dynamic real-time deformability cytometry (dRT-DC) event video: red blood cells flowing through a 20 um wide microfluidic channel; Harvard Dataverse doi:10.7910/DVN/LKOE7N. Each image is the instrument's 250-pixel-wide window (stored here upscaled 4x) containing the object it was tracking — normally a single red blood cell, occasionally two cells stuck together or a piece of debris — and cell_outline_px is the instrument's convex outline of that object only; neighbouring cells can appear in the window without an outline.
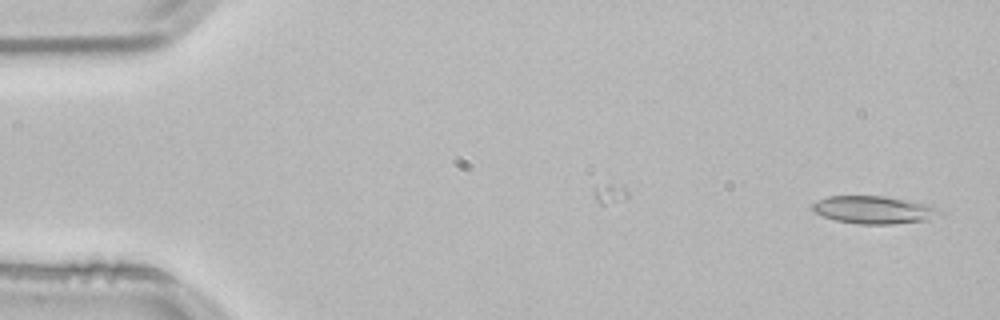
{"species": "common noctule bat (a hibernating species)", "species_latin": "Nyctalus noctula", "temperature_condition": "room temperature", "stored_images_in_passage": 19, "camera_frame_rate_fps": 3000, "um_per_image_px": 0.085, "animal": {"sex": "male", "body_mass_g": 21.5, "forearm_length_mm": 52.0}, "frame": {"image": 1, "passage_image": 1, "time_ms": 0.0, "image_size_px": [1000, 320], "cell_outline_px": [[944, 212], [928, 220], [892, 224], [856, 224], [836, 220], [824, 216], [816, 212], [812, 208], [812, 204], [828, 196], [884, 196], [924, 204], [940, 208]], "centroid_in_image_um": [74.3, 17.84], "position_along_channel_um": 10.7, "area_um2": 20.29}}
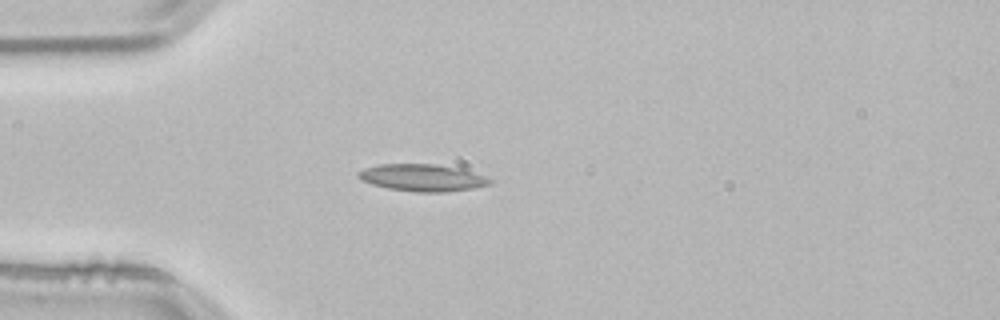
{"frame": {"image": 2, "passage_image": 13, "time_ms": 4.0, "image_size_px": [1000, 320], "cell_outline_px": [[492, 184], [472, 188], [444, 192], [416, 192], [388, 188], [372, 184], [360, 180], [356, 176], [356, 172], [364, 168], [380, 164], [436, 164], [460, 168], [484, 176], [492, 180]], "centroid_in_image_um": [35.86, 15.1], "position_along_channel_um": 49.1, "area_um2": 20.75}}